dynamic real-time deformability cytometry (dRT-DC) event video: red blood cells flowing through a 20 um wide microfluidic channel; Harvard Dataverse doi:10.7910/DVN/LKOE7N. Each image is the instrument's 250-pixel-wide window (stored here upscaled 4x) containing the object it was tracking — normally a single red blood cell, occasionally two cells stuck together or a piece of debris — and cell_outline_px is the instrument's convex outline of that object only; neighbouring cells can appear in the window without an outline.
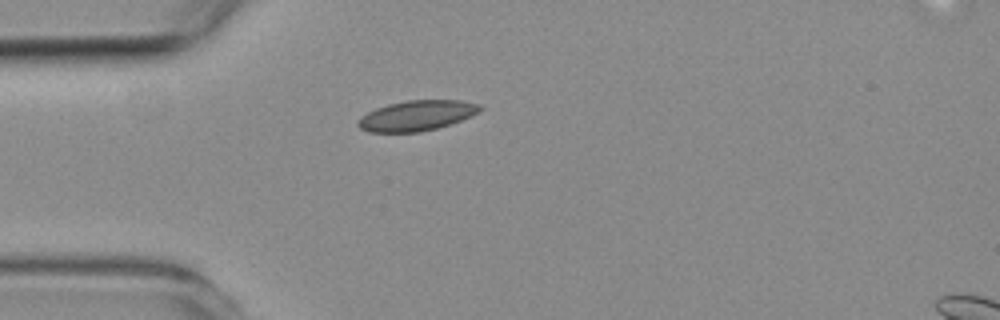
{"species": "common noctule bat (a hibernating species)", "species_latin": "Nyctalus noctula", "temperature_condition": "room temperature", "stored_images_in_passage": 1, "camera_frame_rate_fps": 3000, "um_per_image_px": 0.085, "animal": {"sex": "female", "body_mass_g": 19.3, "forearm_length_mm": 54.1}, "frame": {"image": 1, "passage_image": 1, "time_ms": 0.0, "image_size_px": [1000, 320], "cell_outline_px": [[484, 108], [480, 112], [460, 120], [436, 128], [420, 132], [368, 132], [360, 128], [356, 124], [360, 116], [376, 108], [388, 104], [408, 100], [460, 100], [480, 104]], "centroid_in_image_um": [35.41, 9.82], "position_along_channel_um": 49.6, "area_um2": 21.5}}